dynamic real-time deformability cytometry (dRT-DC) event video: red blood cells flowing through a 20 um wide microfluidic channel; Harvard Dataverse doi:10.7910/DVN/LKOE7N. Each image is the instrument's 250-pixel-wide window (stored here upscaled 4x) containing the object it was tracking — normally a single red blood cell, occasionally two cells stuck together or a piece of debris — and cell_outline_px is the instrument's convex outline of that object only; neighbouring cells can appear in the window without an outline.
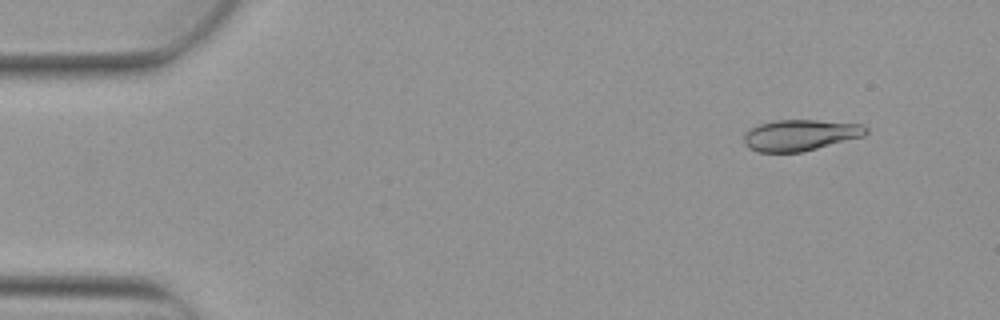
{"species": "Egyptian fruit bat (a non-hibernating species)", "species_latin": "Rousettus aegyptiacus", "temperature_condition": "warm", "stored_images_in_passage": 5, "camera_frame_rate_fps": 3000, "um_per_image_px": 0.085, "animal": {"sex": "female"}, "frame": {"image": 1, "passage_image": 2, "time_ms": 0.333, "image_size_px": [1000, 320], "cell_outline_px": [[868, 132], [864, 136], [804, 152], [756, 152], [748, 148], [744, 144], [744, 132], [760, 124], [776, 120], [816, 120], [864, 124], [868, 128]], "centroid_in_image_um": [68.03, 11.49], "position_along_channel_um": 17.0, "area_um2": 22.37}}
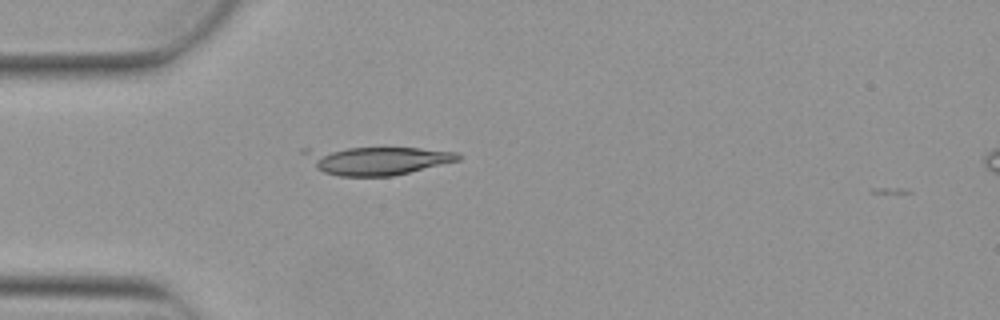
{"frame": {"image": 2, "passage_image": 5, "time_ms": 1.333, "image_size_px": [1000, 320], "cell_outline_px": [[460, 160], [392, 176], [340, 176], [324, 172], [316, 168], [300, 152], [300, 148], [420, 148], [456, 152], [460, 156]], "centroid_in_image_um": [31.95, 13.63], "position_along_channel_um": 53.0, "area_um2": 25.32}}